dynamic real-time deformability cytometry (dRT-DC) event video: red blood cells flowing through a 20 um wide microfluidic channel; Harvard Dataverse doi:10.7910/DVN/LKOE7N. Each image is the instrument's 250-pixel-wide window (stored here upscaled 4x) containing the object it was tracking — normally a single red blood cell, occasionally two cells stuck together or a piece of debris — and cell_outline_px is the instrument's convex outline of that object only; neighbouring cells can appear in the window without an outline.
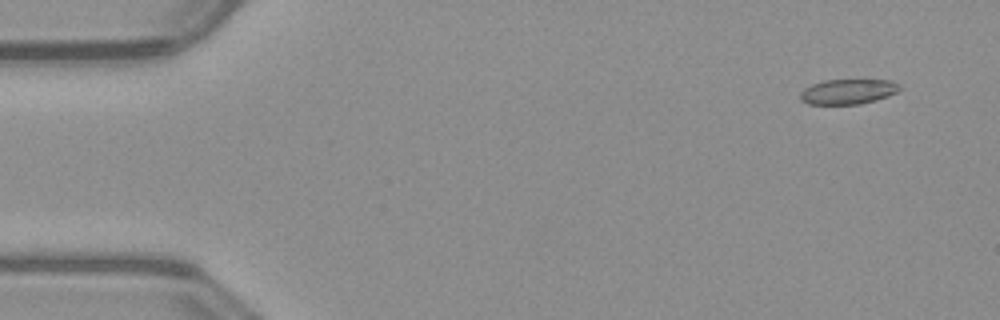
{"species": "common noctule bat (a hibernating species)", "species_latin": "Nyctalus noctula", "temperature_condition": "warm", "stored_images_in_passage": 52, "camera_frame_rate_fps": 3000, "um_per_image_px": 0.085, "animal": {"sex": "male", "body_mass_g": 23.1, "forearm_length_mm": 52.7}, "frame": {"image": 1, "passage_image": 4, "time_ms": 1.0, "image_size_px": [1000, 320], "cell_outline_px": [[900, 88], [896, 92], [888, 96], [876, 100], [860, 104], [808, 104], [800, 100], [800, 92], [804, 88], [812, 84], [824, 80], [888, 80], [896, 84]], "centroid_in_image_um": [72.02, 7.79], "position_along_channel_um": 13.0, "area_um2": 14.39}}
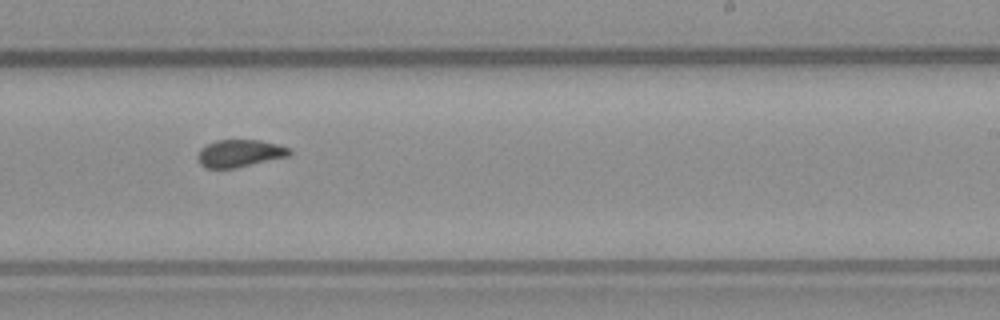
{"frame": {"image": 2, "passage_image": 32, "time_ms": 10.333, "image_size_px": [1000, 320], "cell_outline_px": [[292, 152], [288, 156], [236, 168], [204, 168], [200, 164], [196, 156], [200, 148], [216, 140], [260, 140], [292, 148]], "centroid_in_image_um": [20.36, 13.03], "position_along_channel_um": 268.6, "area_um2": 14.74}}
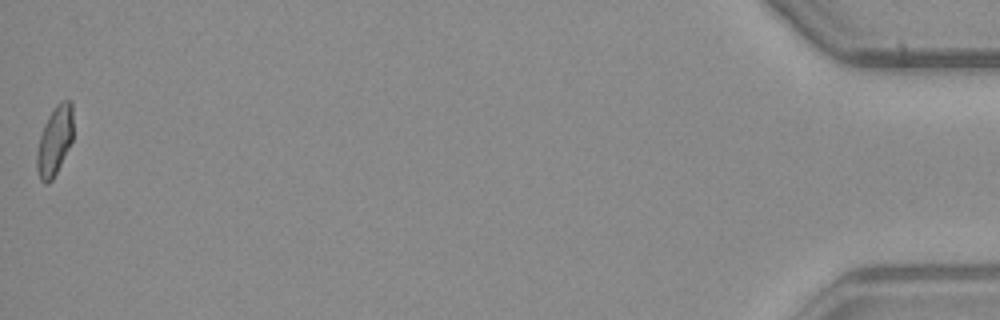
{"frame": {"image": 3, "passage_image": 52, "time_ms": 17.0, "image_size_px": [1000, 320], "cell_outline_px": [[72, 140], [52, 180], [48, 184], [44, 184], [40, 180], [36, 168], [36, 152], [40, 136], [44, 124], [48, 116], [56, 104], [60, 100], [72, 100]], "centroid_in_image_um": [4.62, 11.96], "position_along_channel_um": 430.6, "area_um2": 14.62}, "authors_computed_cell_mechanics": {"area_um2": 15.2592, "velocity_mm_per_s": 4.0151, "shape_relaxation_time_tau1_ms": null, "shape_relaxation_time_tau2_ms": 1.4998, "deformation_change_tau1": null, "deformation_change_tau2": 0.0569}}